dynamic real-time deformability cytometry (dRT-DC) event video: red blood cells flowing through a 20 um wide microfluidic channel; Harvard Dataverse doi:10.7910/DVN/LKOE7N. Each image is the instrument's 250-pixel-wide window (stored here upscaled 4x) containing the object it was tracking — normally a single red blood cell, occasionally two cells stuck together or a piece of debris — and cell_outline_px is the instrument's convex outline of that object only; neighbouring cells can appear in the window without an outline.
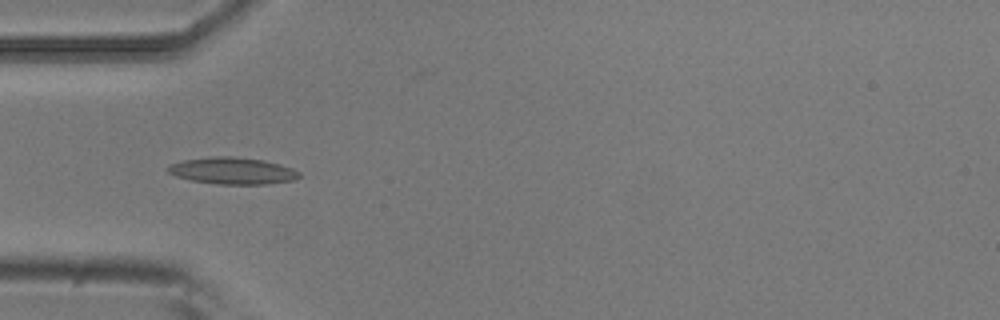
{"species": "common noctule bat (a hibernating species)", "species_latin": "Nyctalus noctula", "temperature_condition": "room temperature", "stored_images_in_passage": 5, "camera_frame_rate_fps": 3000, "um_per_image_px": 0.085, "animal": {"sex": "male", "body_mass_g": 20.5, "forearm_length_mm": 52.5}, "frame": {"image": 1, "passage_image": 5, "time_ms": 1.333, "image_size_px": [1000, 320], "cell_outline_px": [[300, 176], [292, 180], [268, 184], [216, 184], [192, 180], [176, 176], [168, 172], [164, 168], [172, 164], [184, 160], [208, 156], [232, 156], [264, 160], [280, 164], [292, 168], [300, 172]], "centroid_in_image_um": [19.75, 14.51], "position_along_channel_um": 65.2, "area_um2": 20.52}}